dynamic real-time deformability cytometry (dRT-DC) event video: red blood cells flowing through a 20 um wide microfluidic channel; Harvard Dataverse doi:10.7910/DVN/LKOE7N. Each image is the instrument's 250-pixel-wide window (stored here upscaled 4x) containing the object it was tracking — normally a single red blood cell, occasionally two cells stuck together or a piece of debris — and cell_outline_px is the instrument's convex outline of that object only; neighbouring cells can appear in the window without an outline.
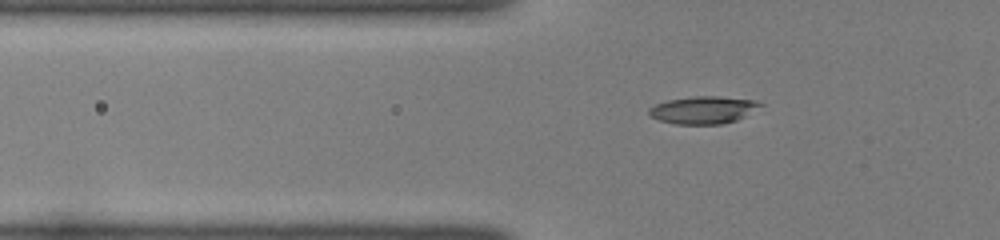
{"species": "common noctule bat (a hibernating species)", "species_latin": "Nyctalus noctula", "temperature_condition": "room temperature", "stored_images_in_passage": 37, "camera_frame_rate_fps": 3000, "um_per_image_px": 0.085, "animal": {"sex": "female", "body_mass_g": 22.0, "forearm_length_mm": 56.7}, "frame": {"image": 1, "passage_image": 7, "time_ms": 2.0, "image_size_px": [1000, 240], "cell_outline_px": [[764, 104], [744, 116], [736, 120], [720, 124], [676, 124], [660, 120], [652, 116], [648, 112], [648, 108], [656, 104], [668, 100], [692, 96], [720, 96], [756, 100]], "centroid_in_image_um": [59.78, 9.33], "position_along_channel_um": 66.0, "area_um2": 17.69}}
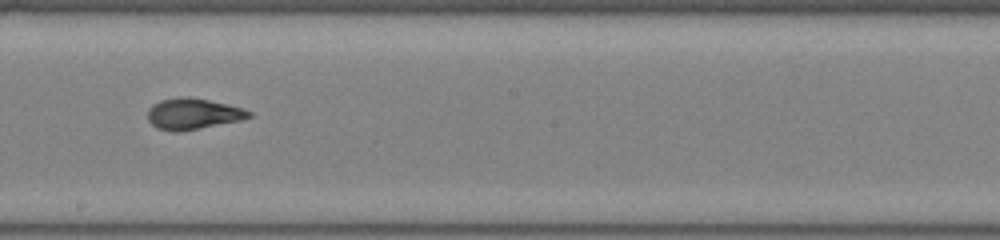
{"frame": {"image": 2, "passage_image": 20, "time_ms": 6.333, "image_size_px": [1000, 240], "cell_outline_px": [[252, 116], [240, 120], [176, 132], [172, 132], [156, 128], [148, 120], [148, 108], [152, 104], [160, 100], [188, 96], [228, 104], [252, 112]], "centroid_in_image_um": [16.36, 9.67], "position_along_channel_um": 231.8, "area_um2": 18.09}}
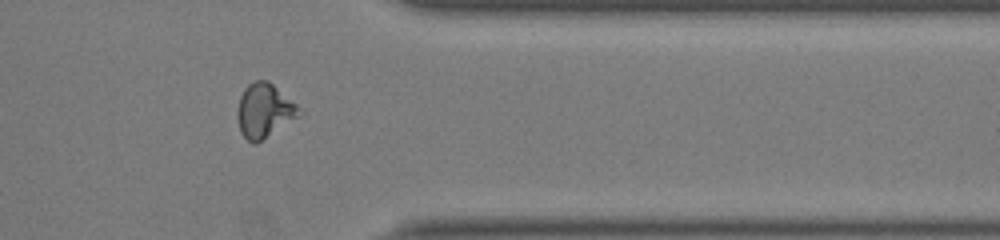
{"frame": {"image": 3, "passage_image": 32, "time_ms": 10.333, "image_size_px": [1000, 240], "cell_outline_px": [[304, 112], [300, 116], [256, 144], [252, 144], [240, 132], [236, 116], [236, 112], [240, 96], [244, 88], [248, 84], [256, 80], [268, 80], [296, 104]], "centroid_in_image_um": [22.45, 9.41], "position_along_channel_um": 388.9, "area_um2": 19.65}}